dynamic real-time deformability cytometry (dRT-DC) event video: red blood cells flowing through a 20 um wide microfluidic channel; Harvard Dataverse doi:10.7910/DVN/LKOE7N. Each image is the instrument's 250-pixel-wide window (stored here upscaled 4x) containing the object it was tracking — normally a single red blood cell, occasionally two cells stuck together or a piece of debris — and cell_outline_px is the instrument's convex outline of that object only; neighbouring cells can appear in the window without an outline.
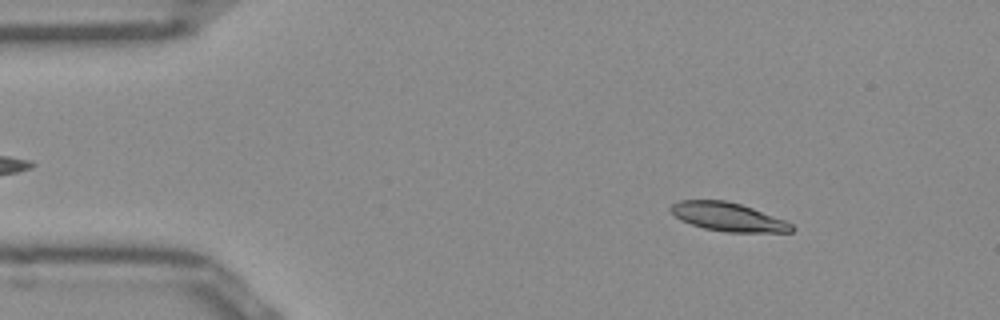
{"species": "Egyptian fruit bat (a non-hibernating species)", "species_latin": "Rousettus aegyptiacus", "temperature_condition": "room temperature", "stored_images_in_passage": 50, "camera_frame_rate_fps": 3000, "um_per_image_px": 0.085, "frame": {"image": 1, "passage_image": 6, "time_ms": 1.667, "image_size_px": [1000, 320], "cell_outline_px": [[796, 228], [792, 232], [724, 232], [704, 228], [680, 220], [668, 208], [672, 204], [680, 200], [724, 200], [740, 204], [752, 208], [784, 220], [792, 224]], "centroid_in_image_um": [61.88, 18.44], "position_along_channel_um": 23.1, "area_um2": 20.0}}
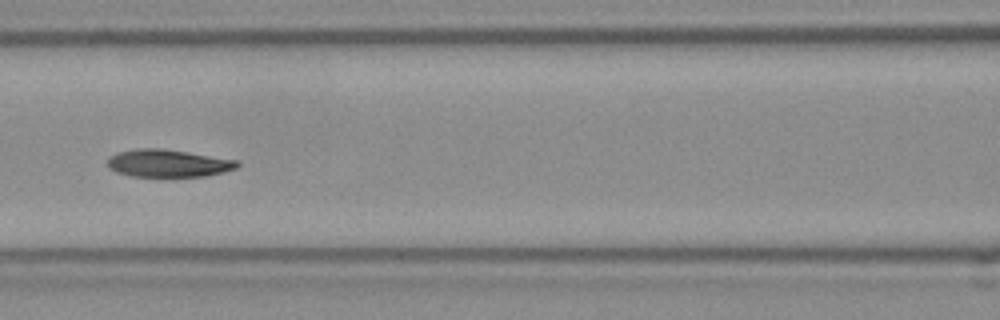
{"frame": {"image": 2, "passage_image": 21, "time_ms": 6.667, "image_size_px": [1000, 320], "cell_outline_px": [[240, 164], [236, 168], [224, 172], [208, 176], [132, 176], [116, 172], [108, 168], [108, 160], [112, 156], [120, 152], [136, 148], [160, 148], [188, 152], [240, 160]], "centroid_in_image_um": [14.34, 13.87], "position_along_channel_um": 152.3, "area_um2": 20.81}}
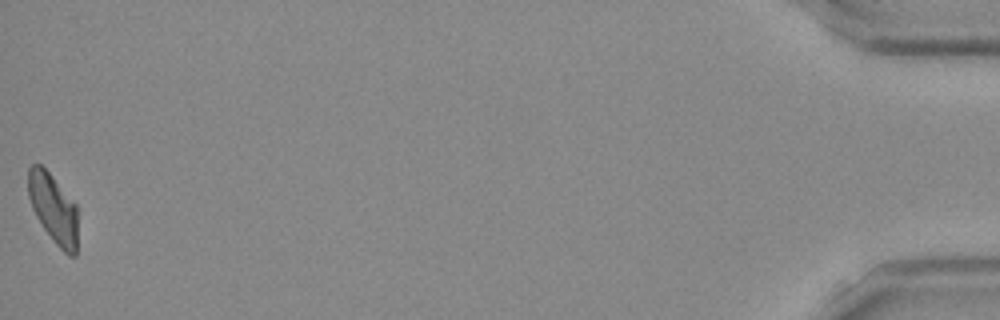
{"frame": {"image": 3, "passage_image": 50, "time_ms": 16.333, "image_size_px": [1000, 320], "cell_outline_px": [[76, 256], [68, 256], [56, 244], [44, 228], [36, 216], [32, 208], [28, 196], [28, 168], [32, 164], [40, 164], [52, 176], [76, 204]], "centroid_in_image_um": [4.51, 17.71], "position_along_channel_um": 430.7, "area_um2": 19.77}, "authors_computed_cell_mechanics": {"area_um2": 20.9814, "velocity_mm_per_s": 3.9468, "shape_relaxation_time_tau1_ms": null, "shape_relaxation_time_tau2_ms": 4.482, "deformation_change_tau1": null, "deformation_change_tau2": 0.0938}}